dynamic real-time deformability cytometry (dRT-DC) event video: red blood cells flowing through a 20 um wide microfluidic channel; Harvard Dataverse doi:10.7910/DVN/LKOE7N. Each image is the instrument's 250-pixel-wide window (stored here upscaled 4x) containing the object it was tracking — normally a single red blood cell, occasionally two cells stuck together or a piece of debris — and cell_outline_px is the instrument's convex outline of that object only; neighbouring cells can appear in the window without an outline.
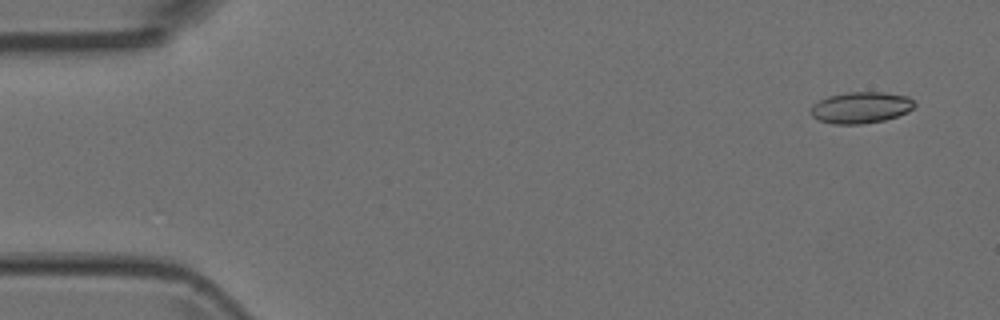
{"species": "Egyptian fruit bat (a non-hibernating species)", "species_latin": "Rousettus aegyptiacus", "temperature_condition": "room temperature", "stored_images_in_passage": 8, "camera_frame_rate_fps": 3000, "um_per_image_px": 0.085, "animal": {"sex": "female"}, "frame": {"image": 1, "passage_image": 1, "time_ms": 0.0, "image_size_px": [1000, 320], "cell_outline_px": [[916, 104], [908, 112], [884, 120], [864, 124], [832, 124], [816, 120], [812, 116], [812, 104], [828, 96], [848, 92], [884, 92], [908, 96]], "centroid_in_image_um": [73.16, 9.15], "position_along_channel_um": 11.8, "area_um2": 19.02}}